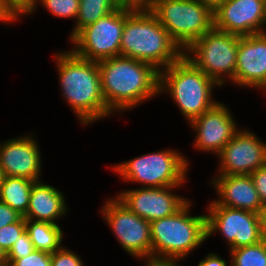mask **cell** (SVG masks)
Returning a JSON list of instances; mask_svg holds the SVG:
<instances>
[{"mask_svg":"<svg viewBox=\"0 0 266 266\" xmlns=\"http://www.w3.org/2000/svg\"><path fill=\"white\" fill-rule=\"evenodd\" d=\"M203 5L209 6L215 11L226 0H199Z\"/></svg>","mask_w":266,"mask_h":266,"instance_id":"cell-37","label":"cell"},{"mask_svg":"<svg viewBox=\"0 0 266 266\" xmlns=\"http://www.w3.org/2000/svg\"><path fill=\"white\" fill-rule=\"evenodd\" d=\"M0 22L3 24H5V26L8 24H11L16 22L11 16L10 14L4 9L1 0H0Z\"/></svg>","mask_w":266,"mask_h":266,"instance_id":"cell-36","label":"cell"},{"mask_svg":"<svg viewBox=\"0 0 266 266\" xmlns=\"http://www.w3.org/2000/svg\"><path fill=\"white\" fill-rule=\"evenodd\" d=\"M207 239L219 232L227 241L228 250L261 242L264 238L260 229L258 213L217 205L207 204Z\"/></svg>","mask_w":266,"mask_h":266,"instance_id":"cell-11","label":"cell"},{"mask_svg":"<svg viewBox=\"0 0 266 266\" xmlns=\"http://www.w3.org/2000/svg\"><path fill=\"white\" fill-rule=\"evenodd\" d=\"M100 210L123 251L142 261L151 259L149 221L130 211L116 197L107 198Z\"/></svg>","mask_w":266,"mask_h":266,"instance_id":"cell-10","label":"cell"},{"mask_svg":"<svg viewBox=\"0 0 266 266\" xmlns=\"http://www.w3.org/2000/svg\"><path fill=\"white\" fill-rule=\"evenodd\" d=\"M192 201L150 223L151 259L181 261L207 240L206 214L191 216Z\"/></svg>","mask_w":266,"mask_h":266,"instance_id":"cell-5","label":"cell"},{"mask_svg":"<svg viewBox=\"0 0 266 266\" xmlns=\"http://www.w3.org/2000/svg\"><path fill=\"white\" fill-rule=\"evenodd\" d=\"M217 87L220 88L184 55L159 72V94L171 97L187 123L218 102L212 95Z\"/></svg>","mask_w":266,"mask_h":266,"instance_id":"cell-4","label":"cell"},{"mask_svg":"<svg viewBox=\"0 0 266 266\" xmlns=\"http://www.w3.org/2000/svg\"><path fill=\"white\" fill-rule=\"evenodd\" d=\"M40 4L47 12L56 18H70L76 20L79 11L80 0H39Z\"/></svg>","mask_w":266,"mask_h":266,"instance_id":"cell-24","label":"cell"},{"mask_svg":"<svg viewBox=\"0 0 266 266\" xmlns=\"http://www.w3.org/2000/svg\"><path fill=\"white\" fill-rule=\"evenodd\" d=\"M34 250L33 243L25 231L17 238L13 246L7 252V264L10 266L16 259L26 257Z\"/></svg>","mask_w":266,"mask_h":266,"instance_id":"cell-27","label":"cell"},{"mask_svg":"<svg viewBox=\"0 0 266 266\" xmlns=\"http://www.w3.org/2000/svg\"><path fill=\"white\" fill-rule=\"evenodd\" d=\"M25 228L34 250L52 254L63 246L64 233L60 225L25 219Z\"/></svg>","mask_w":266,"mask_h":266,"instance_id":"cell-20","label":"cell"},{"mask_svg":"<svg viewBox=\"0 0 266 266\" xmlns=\"http://www.w3.org/2000/svg\"><path fill=\"white\" fill-rule=\"evenodd\" d=\"M234 85L257 90L266 85V32L240 36Z\"/></svg>","mask_w":266,"mask_h":266,"instance_id":"cell-17","label":"cell"},{"mask_svg":"<svg viewBox=\"0 0 266 266\" xmlns=\"http://www.w3.org/2000/svg\"><path fill=\"white\" fill-rule=\"evenodd\" d=\"M230 109L218 101L212 108L188 123L195 132L193 147L216 156L240 130Z\"/></svg>","mask_w":266,"mask_h":266,"instance_id":"cell-14","label":"cell"},{"mask_svg":"<svg viewBox=\"0 0 266 266\" xmlns=\"http://www.w3.org/2000/svg\"><path fill=\"white\" fill-rule=\"evenodd\" d=\"M182 55L183 51L147 7H125L120 56L146 62L160 72Z\"/></svg>","mask_w":266,"mask_h":266,"instance_id":"cell-3","label":"cell"},{"mask_svg":"<svg viewBox=\"0 0 266 266\" xmlns=\"http://www.w3.org/2000/svg\"><path fill=\"white\" fill-rule=\"evenodd\" d=\"M214 28L248 36L266 32L264 0H226L214 11Z\"/></svg>","mask_w":266,"mask_h":266,"instance_id":"cell-15","label":"cell"},{"mask_svg":"<svg viewBox=\"0 0 266 266\" xmlns=\"http://www.w3.org/2000/svg\"><path fill=\"white\" fill-rule=\"evenodd\" d=\"M114 0H80L78 16L69 34L71 40L81 29L97 22L100 18L118 8Z\"/></svg>","mask_w":266,"mask_h":266,"instance_id":"cell-22","label":"cell"},{"mask_svg":"<svg viewBox=\"0 0 266 266\" xmlns=\"http://www.w3.org/2000/svg\"><path fill=\"white\" fill-rule=\"evenodd\" d=\"M230 266H266V239L261 242L232 249Z\"/></svg>","mask_w":266,"mask_h":266,"instance_id":"cell-23","label":"cell"},{"mask_svg":"<svg viewBox=\"0 0 266 266\" xmlns=\"http://www.w3.org/2000/svg\"><path fill=\"white\" fill-rule=\"evenodd\" d=\"M33 183V180L25 178L3 176L0 185V201L24 217L29 206Z\"/></svg>","mask_w":266,"mask_h":266,"instance_id":"cell-21","label":"cell"},{"mask_svg":"<svg viewBox=\"0 0 266 266\" xmlns=\"http://www.w3.org/2000/svg\"><path fill=\"white\" fill-rule=\"evenodd\" d=\"M144 266H181L180 261L146 260ZM183 266V265H182Z\"/></svg>","mask_w":266,"mask_h":266,"instance_id":"cell-34","label":"cell"},{"mask_svg":"<svg viewBox=\"0 0 266 266\" xmlns=\"http://www.w3.org/2000/svg\"><path fill=\"white\" fill-rule=\"evenodd\" d=\"M0 265H8L7 264V253L1 246H0Z\"/></svg>","mask_w":266,"mask_h":266,"instance_id":"cell-38","label":"cell"},{"mask_svg":"<svg viewBox=\"0 0 266 266\" xmlns=\"http://www.w3.org/2000/svg\"><path fill=\"white\" fill-rule=\"evenodd\" d=\"M217 205L259 213L263 206L250 175H216L210 180Z\"/></svg>","mask_w":266,"mask_h":266,"instance_id":"cell-18","label":"cell"},{"mask_svg":"<svg viewBox=\"0 0 266 266\" xmlns=\"http://www.w3.org/2000/svg\"><path fill=\"white\" fill-rule=\"evenodd\" d=\"M10 266H51V254L33 250L26 257L16 259Z\"/></svg>","mask_w":266,"mask_h":266,"instance_id":"cell-29","label":"cell"},{"mask_svg":"<svg viewBox=\"0 0 266 266\" xmlns=\"http://www.w3.org/2000/svg\"><path fill=\"white\" fill-rule=\"evenodd\" d=\"M2 178H3V174H2L1 168H0V185H1Z\"/></svg>","mask_w":266,"mask_h":266,"instance_id":"cell-39","label":"cell"},{"mask_svg":"<svg viewBox=\"0 0 266 266\" xmlns=\"http://www.w3.org/2000/svg\"><path fill=\"white\" fill-rule=\"evenodd\" d=\"M54 56L61 96L80 124L88 126L112 116L102 93L98 62L81 58L71 50L57 51Z\"/></svg>","mask_w":266,"mask_h":266,"instance_id":"cell-1","label":"cell"},{"mask_svg":"<svg viewBox=\"0 0 266 266\" xmlns=\"http://www.w3.org/2000/svg\"><path fill=\"white\" fill-rule=\"evenodd\" d=\"M119 6L130 8H143L147 7L148 0H114Z\"/></svg>","mask_w":266,"mask_h":266,"instance_id":"cell-33","label":"cell"},{"mask_svg":"<svg viewBox=\"0 0 266 266\" xmlns=\"http://www.w3.org/2000/svg\"><path fill=\"white\" fill-rule=\"evenodd\" d=\"M260 221V229L264 239H266V204L263 205L258 213Z\"/></svg>","mask_w":266,"mask_h":266,"instance_id":"cell-35","label":"cell"},{"mask_svg":"<svg viewBox=\"0 0 266 266\" xmlns=\"http://www.w3.org/2000/svg\"><path fill=\"white\" fill-rule=\"evenodd\" d=\"M4 9L18 21L23 15H32L37 9L39 0H1Z\"/></svg>","mask_w":266,"mask_h":266,"instance_id":"cell-25","label":"cell"},{"mask_svg":"<svg viewBox=\"0 0 266 266\" xmlns=\"http://www.w3.org/2000/svg\"><path fill=\"white\" fill-rule=\"evenodd\" d=\"M122 180L142 187L184 185L188 178L189 159L175 149L146 153L110 166Z\"/></svg>","mask_w":266,"mask_h":266,"instance_id":"cell-7","label":"cell"},{"mask_svg":"<svg viewBox=\"0 0 266 266\" xmlns=\"http://www.w3.org/2000/svg\"><path fill=\"white\" fill-rule=\"evenodd\" d=\"M98 69L106 105L114 114L160 95L159 71L151 64L116 56L99 61Z\"/></svg>","mask_w":266,"mask_h":266,"instance_id":"cell-2","label":"cell"},{"mask_svg":"<svg viewBox=\"0 0 266 266\" xmlns=\"http://www.w3.org/2000/svg\"><path fill=\"white\" fill-rule=\"evenodd\" d=\"M51 266H85L80 255L62 246L51 254Z\"/></svg>","mask_w":266,"mask_h":266,"instance_id":"cell-28","label":"cell"},{"mask_svg":"<svg viewBox=\"0 0 266 266\" xmlns=\"http://www.w3.org/2000/svg\"><path fill=\"white\" fill-rule=\"evenodd\" d=\"M217 157L216 175H250L266 164V143L254 132L240 128Z\"/></svg>","mask_w":266,"mask_h":266,"instance_id":"cell-13","label":"cell"},{"mask_svg":"<svg viewBox=\"0 0 266 266\" xmlns=\"http://www.w3.org/2000/svg\"><path fill=\"white\" fill-rule=\"evenodd\" d=\"M66 204L65 196L58 188L42 180L34 181L24 218L58 225L56 221L69 211Z\"/></svg>","mask_w":266,"mask_h":266,"instance_id":"cell-19","label":"cell"},{"mask_svg":"<svg viewBox=\"0 0 266 266\" xmlns=\"http://www.w3.org/2000/svg\"><path fill=\"white\" fill-rule=\"evenodd\" d=\"M181 186L131 188L119 191L115 197L130 211L151 223L175 214L190 200L173 192L174 188Z\"/></svg>","mask_w":266,"mask_h":266,"instance_id":"cell-12","label":"cell"},{"mask_svg":"<svg viewBox=\"0 0 266 266\" xmlns=\"http://www.w3.org/2000/svg\"><path fill=\"white\" fill-rule=\"evenodd\" d=\"M125 24V6L81 29L71 40L77 56L99 62L120 56L121 36Z\"/></svg>","mask_w":266,"mask_h":266,"instance_id":"cell-9","label":"cell"},{"mask_svg":"<svg viewBox=\"0 0 266 266\" xmlns=\"http://www.w3.org/2000/svg\"><path fill=\"white\" fill-rule=\"evenodd\" d=\"M239 38L213 28L194 41L183 55L222 88L227 82L234 84Z\"/></svg>","mask_w":266,"mask_h":266,"instance_id":"cell-8","label":"cell"},{"mask_svg":"<svg viewBox=\"0 0 266 266\" xmlns=\"http://www.w3.org/2000/svg\"><path fill=\"white\" fill-rule=\"evenodd\" d=\"M25 231V218L21 216L16 222L0 228V246L7 253Z\"/></svg>","mask_w":266,"mask_h":266,"instance_id":"cell-26","label":"cell"},{"mask_svg":"<svg viewBox=\"0 0 266 266\" xmlns=\"http://www.w3.org/2000/svg\"><path fill=\"white\" fill-rule=\"evenodd\" d=\"M263 205L266 204V164L250 174Z\"/></svg>","mask_w":266,"mask_h":266,"instance_id":"cell-30","label":"cell"},{"mask_svg":"<svg viewBox=\"0 0 266 266\" xmlns=\"http://www.w3.org/2000/svg\"><path fill=\"white\" fill-rule=\"evenodd\" d=\"M226 259H223L220 255L216 253H208L204 259L198 263V266H228ZM230 266V265H229Z\"/></svg>","mask_w":266,"mask_h":266,"instance_id":"cell-32","label":"cell"},{"mask_svg":"<svg viewBox=\"0 0 266 266\" xmlns=\"http://www.w3.org/2000/svg\"><path fill=\"white\" fill-rule=\"evenodd\" d=\"M34 133L0 142V168L3 176L33 181L41 179L42 158Z\"/></svg>","mask_w":266,"mask_h":266,"instance_id":"cell-16","label":"cell"},{"mask_svg":"<svg viewBox=\"0 0 266 266\" xmlns=\"http://www.w3.org/2000/svg\"><path fill=\"white\" fill-rule=\"evenodd\" d=\"M263 92H266V85L262 89Z\"/></svg>","mask_w":266,"mask_h":266,"instance_id":"cell-40","label":"cell"},{"mask_svg":"<svg viewBox=\"0 0 266 266\" xmlns=\"http://www.w3.org/2000/svg\"><path fill=\"white\" fill-rule=\"evenodd\" d=\"M147 8L183 52L214 28V11L199 0H148Z\"/></svg>","mask_w":266,"mask_h":266,"instance_id":"cell-6","label":"cell"},{"mask_svg":"<svg viewBox=\"0 0 266 266\" xmlns=\"http://www.w3.org/2000/svg\"><path fill=\"white\" fill-rule=\"evenodd\" d=\"M20 217V214H18L7 204L0 201V228L16 222Z\"/></svg>","mask_w":266,"mask_h":266,"instance_id":"cell-31","label":"cell"}]
</instances>
